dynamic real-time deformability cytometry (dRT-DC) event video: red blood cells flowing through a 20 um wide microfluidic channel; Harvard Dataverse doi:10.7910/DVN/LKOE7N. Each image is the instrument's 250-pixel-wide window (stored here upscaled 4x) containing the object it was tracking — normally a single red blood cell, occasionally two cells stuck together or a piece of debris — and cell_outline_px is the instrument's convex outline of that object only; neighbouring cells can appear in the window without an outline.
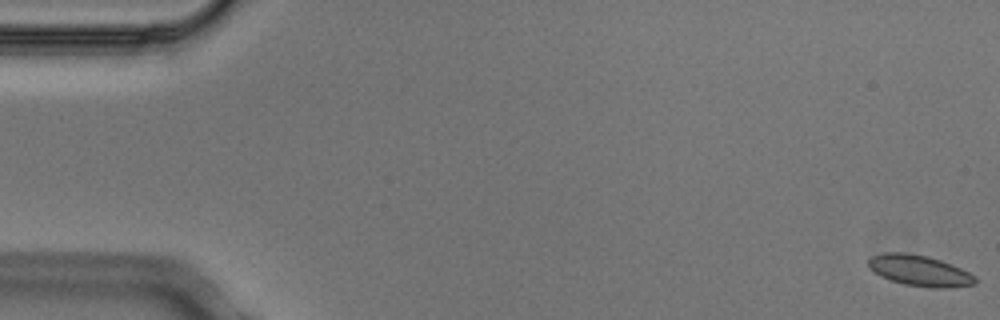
{"species": "Egyptian fruit bat (a non-hibernating species)", "species_latin": "Rousettus aegyptiacus", "temperature_condition": "cold", "stored_images_in_passage": 7, "camera_frame_rate_fps": 3000, "um_per_image_px": 0.085, "animal": {"sex": "male"}, "frame": {"image": 1, "passage_image": 1, "time_ms": 0.0, "image_size_px": [1000, 320], "cell_outline_px": [[976, 284], [948, 288], [932, 288], [904, 284], [880, 276], [868, 268], [868, 260], [872, 256], [884, 252], [904, 252], [928, 256], [940, 260], [960, 268], [976, 276]], "centroid_in_image_um": [78.15, 23.0], "position_along_channel_um": 6.9, "area_um2": 19.25}}
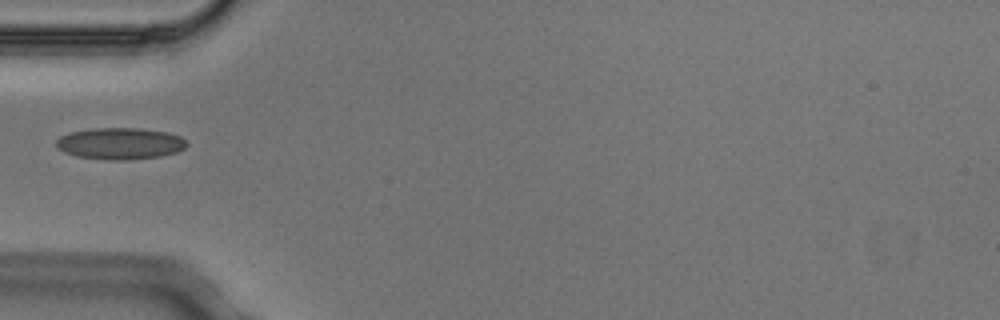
{"frame": {"image": 2, "passage_image": 6, "time_ms": 1.667, "image_size_px": [1000, 320], "cell_outline_px": [[188, 144], [184, 148], [176, 152], [160, 156], [128, 160], [108, 160], [76, 156], [64, 152], [56, 148], [56, 140], [60, 136], [68, 132], [92, 128], [140, 128], [168, 132], [180, 136]], "centroid_in_image_um": [10.17, 12.19], "position_along_channel_um": 74.8, "area_um2": 24.22}}
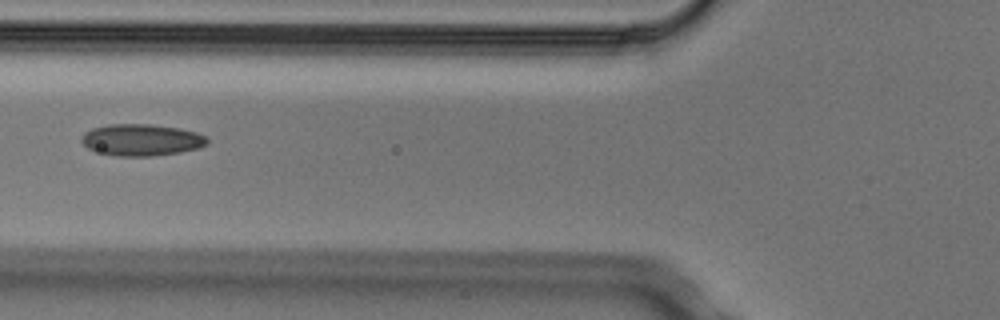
{"frame": {"image": 3, "passage_image": 7, "time_ms": 2.0, "image_size_px": [1000, 320], "cell_outline_px": [[208, 144], [196, 148], [180, 152], [152, 156], [116, 156], [100, 152], [88, 148], [80, 140], [80, 136], [84, 132], [92, 128], [108, 124], [148, 124], [180, 128], [196, 132], [208, 136]], "centroid_in_image_um": [12.02, 11.88], "position_along_channel_um": 113.8, "area_um2": 23.29}}